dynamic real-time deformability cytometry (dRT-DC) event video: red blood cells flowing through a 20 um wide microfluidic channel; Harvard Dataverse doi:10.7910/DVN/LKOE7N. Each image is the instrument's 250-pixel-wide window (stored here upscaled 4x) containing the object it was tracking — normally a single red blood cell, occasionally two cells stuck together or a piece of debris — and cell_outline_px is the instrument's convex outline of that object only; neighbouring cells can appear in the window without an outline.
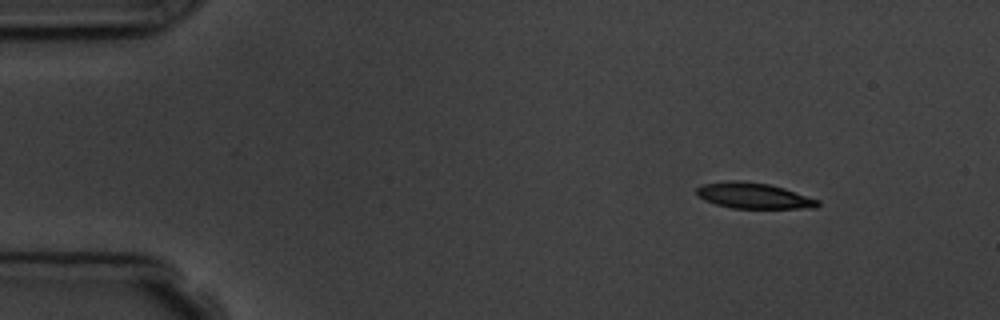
{"species": "common noctule bat (a hibernating species)", "species_latin": "Nyctalus noctula", "temperature_condition": "room temperature", "stored_images_in_passage": 3, "camera_frame_rate_fps": 3000, "um_per_image_px": 0.085, "animal": {"sex": "male", "body_mass_g": 19.5, "forearm_length_mm": 54.6}, "frame": {"image": 1, "passage_image": 1, "time_ms": 0.0, "image_size_px": [1000, 320], "cell_outline_px": [[820, 204], [816, 208], [732, 208], [716, 204], [704, 200], [696, 196], [696, 188], [704, 184], [728, 180], [736, 180], [768, 184], [784, 188], [820, 200]], "centroid_in_image_um": [64.05, 16.63], "position_along_channel_um": 21.0, "area_um2": 18.21}}
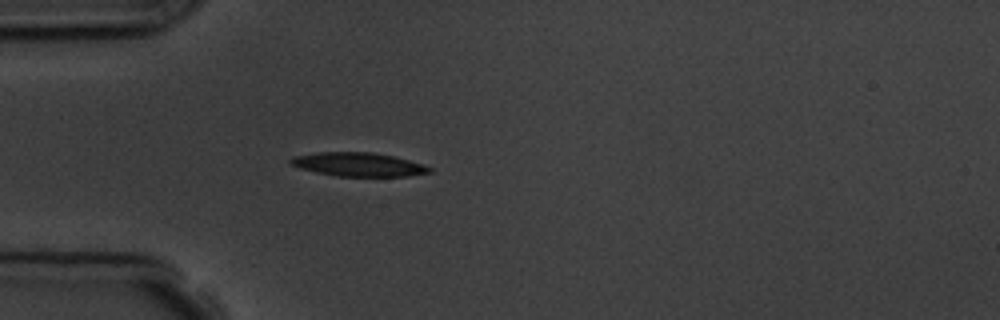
{"frame": {"image": 2, "passage_image": 3, "time_ms": 3.0, "image_size_px": [1000, 320], "cell_outline_px": [[432, 172], [408, 176], [336, 176], [316, 172], [300, 168], [288, 164], [288, 160], [292, 156], [316, 152], [372, 152], [392, 156], [424, 164], [432, 168]], "centroid_in_image_um": [30.42, 13.97], "position_along_channel_um": 54.6, "area_um2": 19.31}}